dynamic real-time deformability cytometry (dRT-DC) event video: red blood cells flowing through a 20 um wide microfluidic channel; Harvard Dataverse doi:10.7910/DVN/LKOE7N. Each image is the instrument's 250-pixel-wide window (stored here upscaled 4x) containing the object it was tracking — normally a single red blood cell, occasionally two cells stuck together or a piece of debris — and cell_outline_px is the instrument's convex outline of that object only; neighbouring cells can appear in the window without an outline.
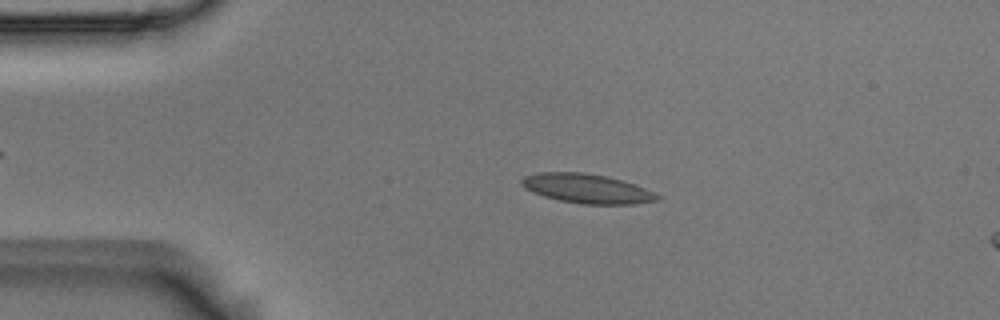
{"species": "Egyptian fruit bat (a non-hibernating species)", "species_latin": "Rousettus aegyptiacus", "temperature_condition": "room temperature", "stored_images_in_passage": 3, "camera_frame_rate_fps": 3000, "um_per_image_px": 0.085, "animal": {"sex": "male"}, "frame": {"image": 1, "passage_image": 3, "time_ms": 0.667, "image_size_px": [1000, 320], "cell_outline_px": [[664, 196], [660, 200], [636, 204], [580, 204], [560, 200], [544, 196], [532, 192], [520, 184], [520, 180], [524, 176], [540, 172], [584, 172], [604, 176], [620, 180], [644, 188]], "centroid_in_image_um": [49.9, 16.04], "position_along_channel_um": 35.1, "area_um2": 23.18}}